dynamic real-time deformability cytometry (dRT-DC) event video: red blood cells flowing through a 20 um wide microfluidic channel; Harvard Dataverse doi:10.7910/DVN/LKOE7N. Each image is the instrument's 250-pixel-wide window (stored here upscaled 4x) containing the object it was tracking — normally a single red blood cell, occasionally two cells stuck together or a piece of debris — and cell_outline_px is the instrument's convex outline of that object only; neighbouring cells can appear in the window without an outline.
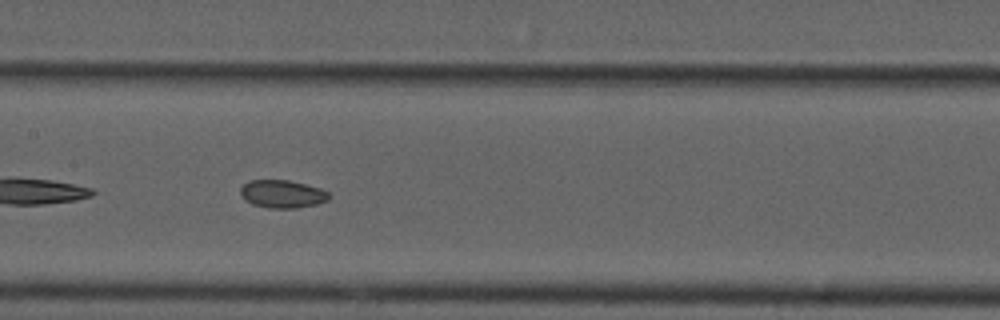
{"species": "common noctule bat (a hibernating species)", "species_latin": "Nyctalus noctula", "temperature_condition": "cold", "stored_images_in_passage": 40, "camera_frame_rate_fps": 3000, "um_per_image_px": 0.085, "animal": {"sex": "male", "forearm_length_mm": 52.5}, "frame": {"image": 1, "passage_image": 12, "time_ms": 3.667, "image_size_px": [1000, 320], "cell_outline_px": [[332, 196], [328, 200], [316, 204], [296, 208], [268, 208], [252, 204], [240, 196], [240, 188], [248, 180], [288, 180], [320, 188], [328, 192]], "centroid_in_image_um": [23.99, 16.49], "position_along_channel_um": 183.4, "area_um2": 14.45}, "authors_computed_cell_mechanics": {"area_um2": 14.9702, "velocity_mm_per_s": 3.7267, "shape_relaxation_time_tau1_ms": null, "shape_relaxation_time_tau2_ms": 2.3102, "deformation_change_tau1": null, "deformation_change_tau2": 0.0554}}